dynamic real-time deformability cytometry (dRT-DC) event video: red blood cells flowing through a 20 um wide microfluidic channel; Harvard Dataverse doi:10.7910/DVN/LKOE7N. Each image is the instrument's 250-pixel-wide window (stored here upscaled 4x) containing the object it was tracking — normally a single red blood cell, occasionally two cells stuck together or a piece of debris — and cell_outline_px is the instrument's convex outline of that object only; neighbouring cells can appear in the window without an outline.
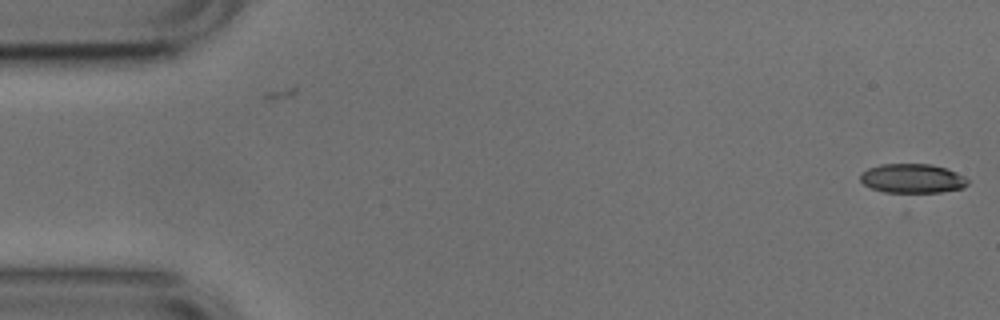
{"species": "common noctule bat (a hibernating species)", "species_latin": "Nyctalus noctula", "temperature_condition": "cold", "stored_images_in_passage": 5, "camera_frame_rate_fps": 3000, "um_per_image_px": 0.085, "animal": {"sex": "male", "body_mass_g": 17.9, "forearm_length_mm": 54.2}, "frame": {"image": 1, "passage_image": 5, "time_ms": 1.333, "image_size_px": [1000, 320], "cell_outline_px": [[968, 184], [964, 188], [940, 192], [884, 192], [872, 188], [864, 184], [860, 180], [860, 172], [868, 168], [880, 164], [932, 164], [956, 172], [964, 176], [968, 180]], "centroid_in_image_um": [77.54, 15.16], "position_along_channel_um": 7.5, "area_um2": 18.32}}